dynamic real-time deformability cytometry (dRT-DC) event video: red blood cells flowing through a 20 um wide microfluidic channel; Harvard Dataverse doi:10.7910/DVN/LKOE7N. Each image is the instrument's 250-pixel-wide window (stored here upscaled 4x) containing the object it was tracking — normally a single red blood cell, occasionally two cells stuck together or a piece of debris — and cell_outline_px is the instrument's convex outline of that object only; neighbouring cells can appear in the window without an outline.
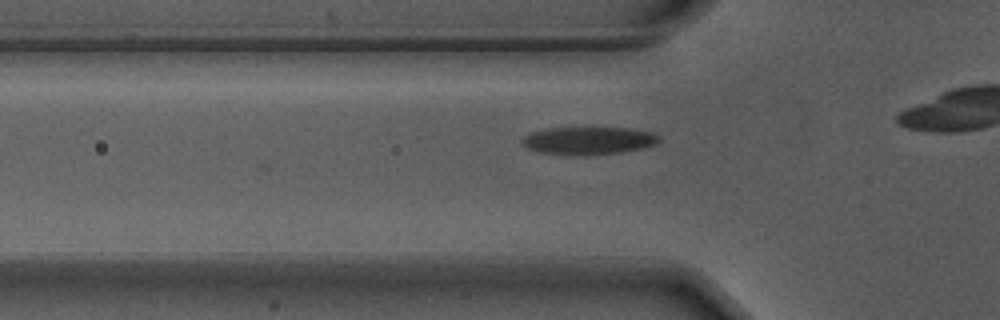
{"species": "Egyptian fruit bat (a non-hibernating species)", "species_latin": "Rousettus aegyptiacus", "temperature_condition": "warm", "stored_images_in_passage": 10, "camera_frame_rate_fps": 3000, "um_per_image_px": 0.085, "animal": {"sex": "male"}, "frame": {"image": 1, "passage_image": 4, "time_ms": 1.0, "image_size_px": [1000, 320], "cell_outline_px": [[660, 140], [656, 144], [640, 148], [620, 152], [580, 156], [572, 156], [540, 152], [528, 148], [520, 144], [520, 140], [524, 136], [532, 132], [544, 128], [628, 128], [652, 132], [660, 136]], "centroid_in_image_um": [49.98, 11.96], "position_along_channel_um": 75.8, "area_um2": 22.25}}
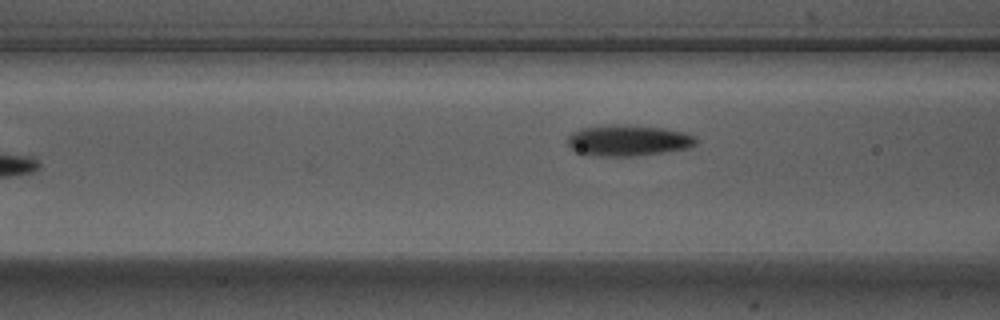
{"frame": {"image": 2, "passage_image": 7, "time_ms": 2.0, "image_size_px": [1000, 320], "cell_outline_px": [[696, 144], [688, 148], [636, 156], [600, 156], [576, 152], [564, 140], [572, 132], [580, 128], [608, 124], [612, 124], [664, 128], [684, 132], [696, 136]], "centroid_in_image_um": [53.35, 11.93], "position_along_channel_um": 113.2, "area_um2": 23.29}}